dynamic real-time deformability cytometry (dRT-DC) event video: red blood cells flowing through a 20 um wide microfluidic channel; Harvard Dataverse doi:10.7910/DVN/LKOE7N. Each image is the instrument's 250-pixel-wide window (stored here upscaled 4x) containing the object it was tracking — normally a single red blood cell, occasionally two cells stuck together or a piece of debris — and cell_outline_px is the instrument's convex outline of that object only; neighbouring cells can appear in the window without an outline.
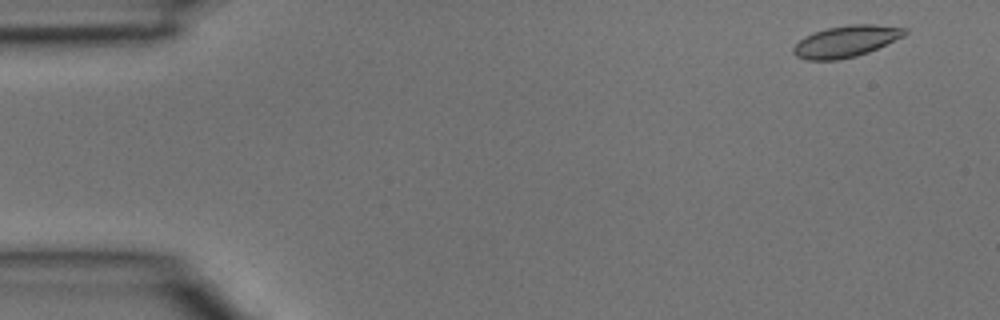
{"species": "common noctule bat (a hibernating species)", "species_latin": "Nyctalus noctula", "temperature_condition": "room temperature", "stored_images_in_passage": 4, "camera_frame_rate_fps": 3000, "um_per_image_px": 0.085, "animal": {"sex": "male", "body_mass_g": 15.6}, "frame": {"image": 1, "passage_image": 1, "time_ms": 0.0, "image_size_px": [1000, 320], "cell_outline_px": [[908, 32], [904, 36], [868, 52], [856, 56], [836, 60], [804, 60], [796, 56], [792, 52], [792, 48], [804, 36], [812, 32], [828, 28], [848, 24], [872, 24], [908, 28]], "centroid_in_image_um": [71.89, 3.51], "position_along_channel_um": 13.1, "area_um2": 20.52}}